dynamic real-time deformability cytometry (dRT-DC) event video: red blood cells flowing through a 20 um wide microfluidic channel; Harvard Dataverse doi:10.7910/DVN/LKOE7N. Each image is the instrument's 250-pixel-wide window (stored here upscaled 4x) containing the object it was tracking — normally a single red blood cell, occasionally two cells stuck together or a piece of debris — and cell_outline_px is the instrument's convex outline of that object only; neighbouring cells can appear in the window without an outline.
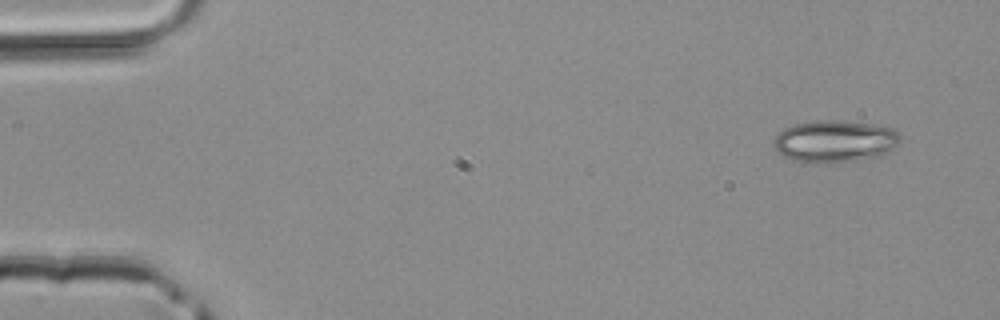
{"species": "common noctule bat (a hibernating species)", "species_latin": "Nyctalus noctula", "temperature_condition": "room temperature", "stored_images_in_passage": 3, "camera_frame_rate_fps": 3000, "um_per_image_px": 0.085, "animal": {"sex": "male", "body_mass_g": 20.4}, "frame": {"image": 1, "passage_image": 1, "time_ms": 0.0, "image_size_px": [1000, 320], "cell_outline_px": [[900, 140], [888, 152], [880, 156], [856, 160], [816, 164], [812, 164], [784, 156], [776, 152], [772, 144], [776, 136], [784, 128], [792, 124], [816, 120], [840, 120], [876, 124], [892, 128], [900, 136]], "centroid_in_image_um": [70.93, 12.0], "position_along_channel_um": 14.1, "area_um2": 31.21}}